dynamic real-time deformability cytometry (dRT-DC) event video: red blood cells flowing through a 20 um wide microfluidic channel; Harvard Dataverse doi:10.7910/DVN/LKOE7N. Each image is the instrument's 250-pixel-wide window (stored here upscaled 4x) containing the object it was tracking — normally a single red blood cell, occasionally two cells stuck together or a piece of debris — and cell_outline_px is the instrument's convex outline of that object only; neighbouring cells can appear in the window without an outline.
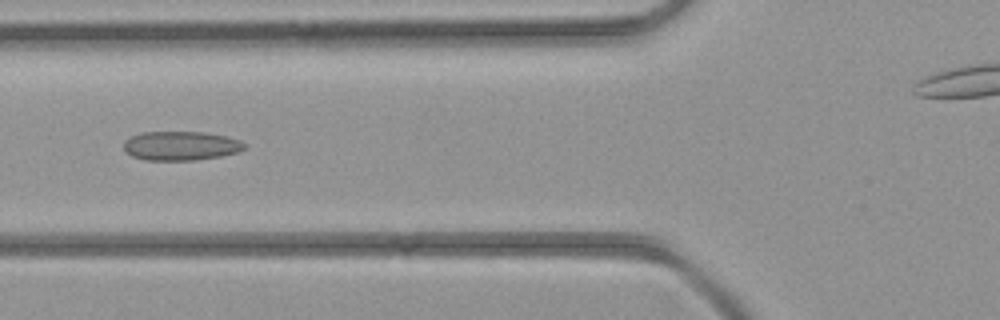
{"species": "common noctule bat (a hibernating species)", "species_latin": "Nyctalus noctula", "temperature_condition": "room temperature", "stored_images_in_passage": 4, "camera_frame_rate_fps": 3000, "um_per_image_px": 0.085, "animal": {"sex": "female", "body_mass_g": 21.9}, "frame": {"image": 1, "passage_image": 4, "time_ms": 3.333, "image_size_px": [1000, 320], "cell_outline_px": [[244, 148], [236, 152], [220, 156], [196, 160], [144, 160], [132, 156], [124, 152], [124, 140], [140, 132], [204, 132], [224, 136], [240, 140], [244, 144]], "centroid_in_image_um": [15.3, 12.39], "position_along_channel_um": 110.5, "area_um2": 20.4}}